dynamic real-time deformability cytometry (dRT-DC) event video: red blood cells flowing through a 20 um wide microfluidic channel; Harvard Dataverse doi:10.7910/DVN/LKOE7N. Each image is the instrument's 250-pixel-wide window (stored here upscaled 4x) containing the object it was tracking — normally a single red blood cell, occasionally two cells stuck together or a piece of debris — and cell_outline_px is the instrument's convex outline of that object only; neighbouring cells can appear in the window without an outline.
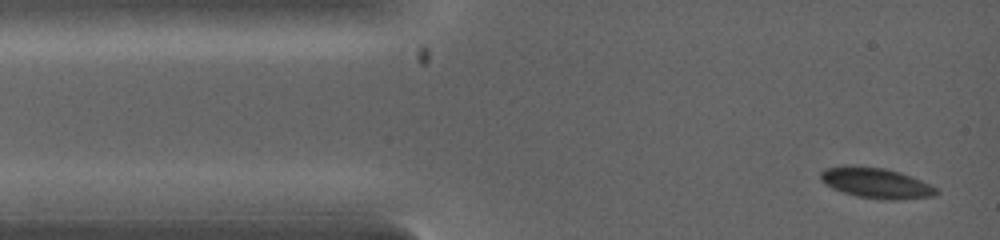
{"species": "common noctule bat (a hibernating species)", "species_latin": "Nyctalus noctula", "temperature_condition": "warm", "stored_images_in_passage": 5, "camera_frame_rate_fps": 5000, "um_per_image_px": 0.085, "animal": {"sex": "female", "body_mass_g": 19.0, "forearm_length_mm": 53.3}, "frame": {"image": 1, "passage_image": 1, "time_ms": 0.0, "image_size_px": [1000, 240], "cell_outline_px": [[940, 192], [936, 196], [896, 200], [880, 200], [856, 196], [832, 188], [824, 184], [820, 180], [820, 172], [824, 168], [844, 164], [848, 164], [884, 168], [900, 172], [912, 176], [936, 188]], "centroid_in_image_um": [74.43, 15.54], "position_along_channel_um": 10.6, "area_um2": 20.98}}
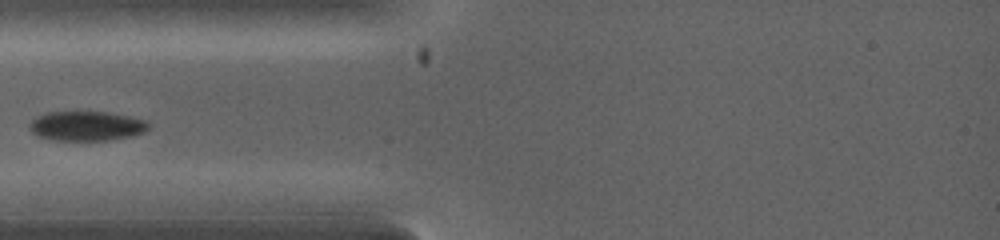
{"frame": {"image": 2, "passage_image": 5, "time_ms": 2.2, "image_size_px": [1000, 240], "cell_outline_px": [[148, 128], [144, 132], [132, 136], [108, 140], [56, 140], [36, 136], [28, 128], [28, 124], [32, 120], [48, 112], [108, 112], [128, 116], [144, 120], [148, 124]], "centroid_in_image_um": [7.33, 10.71], "position_along_channel_um": 77.7, "area_um2": 20.35}}